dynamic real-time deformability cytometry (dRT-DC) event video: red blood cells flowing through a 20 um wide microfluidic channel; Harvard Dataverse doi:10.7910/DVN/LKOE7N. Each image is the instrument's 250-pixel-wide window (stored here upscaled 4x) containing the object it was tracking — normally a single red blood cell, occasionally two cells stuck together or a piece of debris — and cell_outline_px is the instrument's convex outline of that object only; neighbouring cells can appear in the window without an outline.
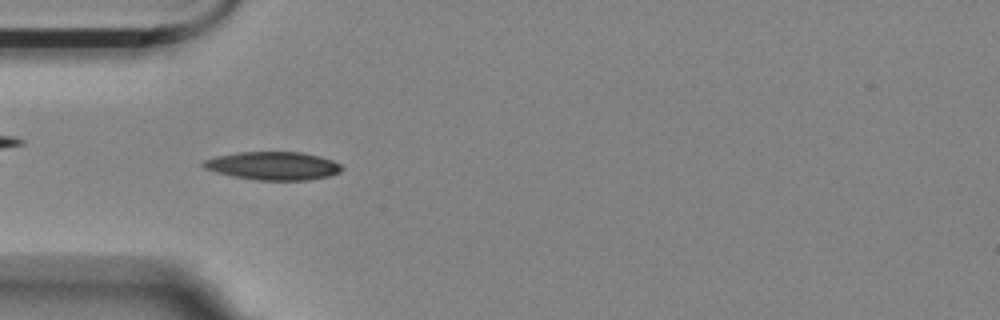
{"species": "Egyptian fruit bat (a non-hibernating species)", "species_latin": "Rousettus aegyptiacus", "temperature_condition": "room temperature", "stored_images_in_passage": 40, "camera_frame_rate_fps": 3000, "um_per_image_px": 0.085, "animal": {"sex": "female"}, "frame": {"image": 1, "passage_image": 6, "time_ms": 1.667, "image_size_px": [1000, 320], "cell_outline_px": [[344, 168], [340, 172], [332, 176], [308, 180], [256, 180], [232, 176], [216, 172], [204, 168], [200, 164], [204, 160], [216, 156], [236, 152], [300, 152], [320, 156], [332, 160], [340, 164]], "centroid_in_image_um": [23.22, 14.1], "position_along_channel_um": 61.8, "area_um2": 22.95}}
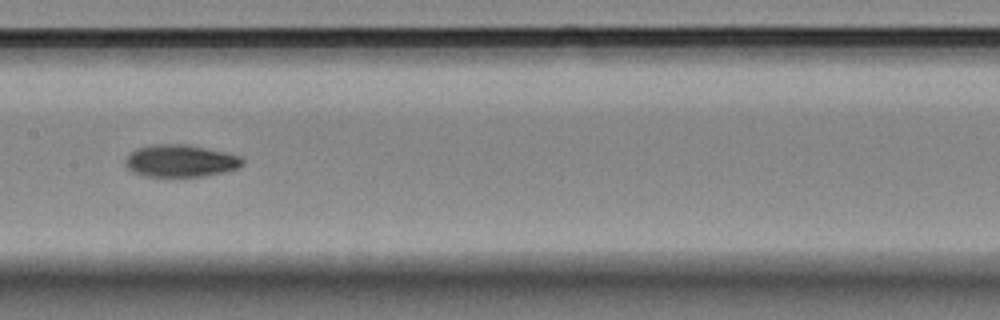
{"frame": {"image": 2, "passage_image": 17, "time_ms": 5.333, "image_size_px": [1000, 320], "cell_outline_px": [[244, 164], [240, 168], [224, 172], [204, 176], [144, 176], [132, 172], [124, 164], [124, 160], [136, 148], [152, 144], [188, 144], [224, 152], [240, 156], [244, 160]], "centroid_in_image_um": [15.34, 13.67], "position_along_channel_um": 192.1, "area_um2": 22.14}}
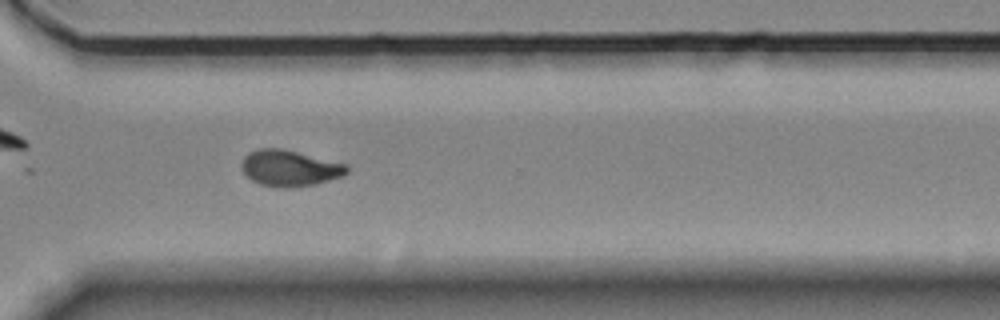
{"frame": {"image": 3, "passage_image": 30, "time_ms": 9.667, "image_size_px": [1000, 320], "cell_outline_px": [[348, 172], [344, 176], [316, 184], [288, 188], [280, 188], [260, 184], [252, 180], [240, 168], [240, 164], [244, 156], [248, 152], [256, 148], [280, 148], [348, 164]], "centroid_in_image_um": [24.61, 14.29], "position_along_channel_um": 346.0, "area_um2": 22.37}, "authors_computed_cell_mechanics": {"area_um2": 22.1374, "velocity_mm_per_s": 3.5584, "shape_relaxation_time_tau1_ms": 5.5672, "shape_relaxation_time_tau2_ms": 4.4856, "deformation_change_tau1": 0.1724, "deformation_change_tau2": 0.094}}